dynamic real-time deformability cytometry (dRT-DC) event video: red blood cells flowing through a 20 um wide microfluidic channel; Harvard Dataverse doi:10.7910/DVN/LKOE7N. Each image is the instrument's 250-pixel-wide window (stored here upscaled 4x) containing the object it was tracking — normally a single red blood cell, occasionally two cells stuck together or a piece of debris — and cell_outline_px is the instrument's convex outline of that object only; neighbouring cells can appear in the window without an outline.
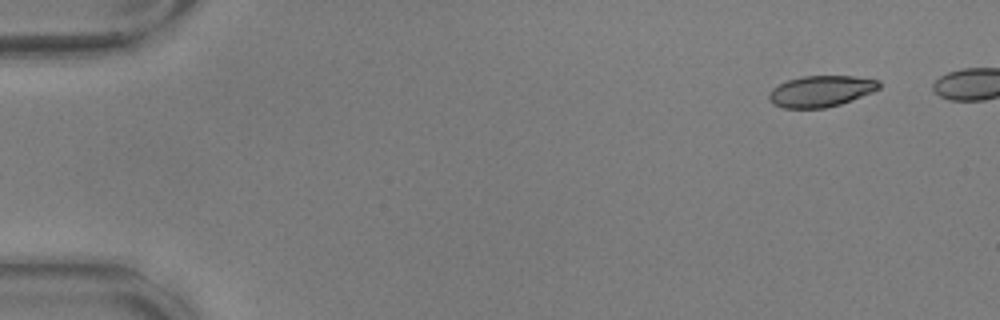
{"species": "common noctule bat (a hibernating species)", "species_latin": "Nyctalus noctula", "temperature_condition": "warm", "stored_images_in_passage": 46, "camera_frame_rate_fps": 3000, "um_per_image_px": 0.085, "animal": {"sex": "male", "body_mass_g": 17.9, "forearm_length_mm": 54.2}, "frame": {"image": 1, "passage_image": 1, "time_ms": 0.0, "image_size_px": [1000, 320], "cell_outline_px": [[880, 88], [872, 92], [852, 100], [840, 104], [824, 108], [784, 108], [772, 104], [768, 96], [768, 92], [772, 88], [788, 80], [800, 76], [852, 76], [880, 80]], "centroid_in_image_um": [69.76, 7.75], "position_along_channel_um": 15.2, "area_um2": 20.06}}
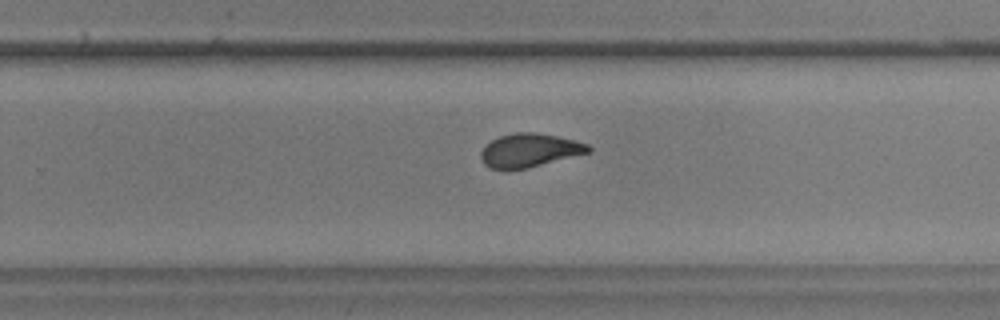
{"frame": {"image": 2, "passage_image": 33, "time_ms": 10.667, "image_size_px": [1000, 320], "cell_outline_px": [[592, 152], [528, 168], [488, 168], [480, 160], [480, 152], [492, 140], [500, 136], [516, 132], [536, 132], [556, 136], [588, 144], [592, 148]], "centroid_in_image_um": [45.03, 12.77], "position_along_channel_um": 284.8, "area_um2": 20.87}}